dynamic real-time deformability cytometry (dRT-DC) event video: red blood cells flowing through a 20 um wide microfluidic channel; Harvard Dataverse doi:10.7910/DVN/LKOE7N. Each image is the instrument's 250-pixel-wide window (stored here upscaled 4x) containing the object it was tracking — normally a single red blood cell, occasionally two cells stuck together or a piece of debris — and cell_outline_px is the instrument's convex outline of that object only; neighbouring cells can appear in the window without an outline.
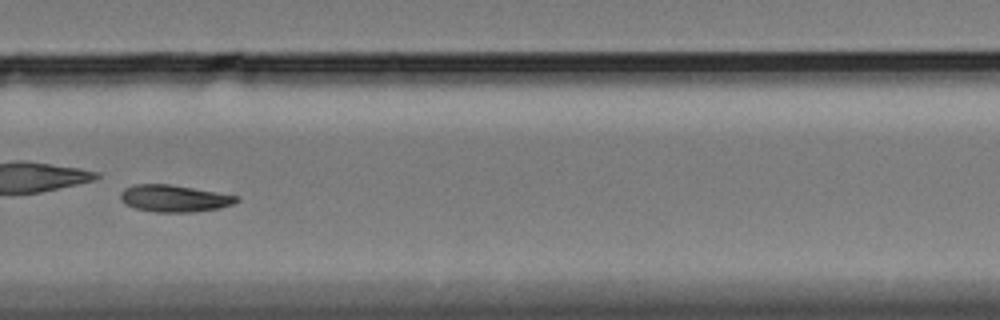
{"species": "Egyptian fruit bat (a non-hibernating species)", "species_latin": "Rousettus aegyptiacus", "temperature_condition": "cold", "stored_images_in_passage": 41, "camera_frame_rate_fps": 3000, "um_per_image_px": 0.085, "animal": {"sex": "female"}, "frame": {"image": 1, "passage_image": 29, "time_ms": 9.333, "image_size_px": [1000, 320], "cell_outline_px": [[240, 200], [232, 204], [220, 208], [196, 212], [156, 212], [136, 208], [124, 204], [120, 200], [120, 192], [124, 188], [136, 184], [168, 184], [240, 196]], "centroid_in_image_um": [14.8, 16.87], "position_along_channel_um": 315.0, "area_um2": 18.26}}